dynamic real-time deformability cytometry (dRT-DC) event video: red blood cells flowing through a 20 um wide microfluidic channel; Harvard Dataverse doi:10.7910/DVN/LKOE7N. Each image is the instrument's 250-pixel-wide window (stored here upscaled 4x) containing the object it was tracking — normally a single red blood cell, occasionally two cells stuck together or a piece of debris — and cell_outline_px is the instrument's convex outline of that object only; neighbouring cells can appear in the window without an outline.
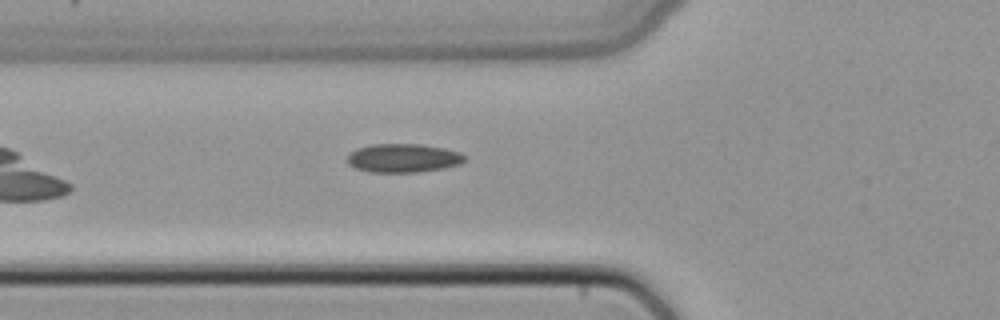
{"species": "common noctule bat (a hibernating species)", "species_latin": "Nyctalus noctula", "temperature_condition": "cold", "stored_images_in_passage": 33, "camera_frame_rate_fps": 3000, "um_per_image_px": 0.085, "animal": {"sex": "female", "body_mass_g": 22.7, "forearm_length_mm": 54.2}, "frame": {"image": 1, "passage_image": 2, "time_ms": 0.333, "image_size_px": [1000, 320], "cell_outline_px": [[464, 160], [460, 164], [444, 168], [416, 172], [372, 172], [356, 168], [348, 164], [348, 156], [356, 148], [372, 144], [420, 144], [444, 148], [460, 152], [464, 156]], "centroid_in_image_um": [34.27, 13.43], "position_along_channel_um": 91.5, "area_um2": 19.48}}
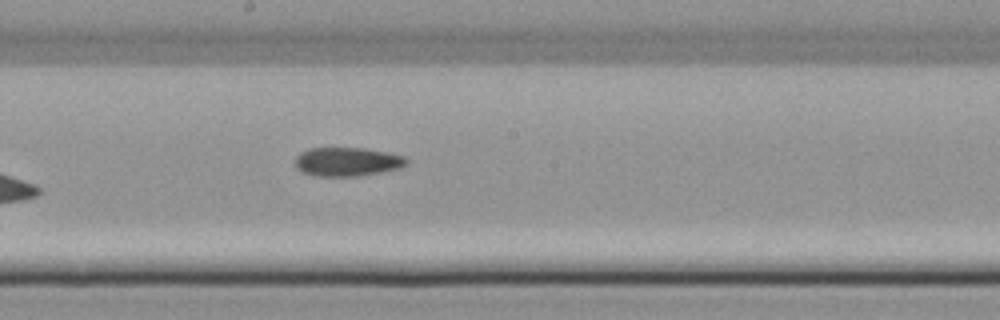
{"frame": {"image": 2, "passage_image": 11, "time_ms": 3.333, "image_size_px": [1000, 320], "cell_outline_px": [[408, 164], [400, 168], [380, 172], [356, 176], [312, 176], [300, 172], [296, 168], [296, 156], [300, 152], [308, 148], [364, 148], [388, 152], [404, 156], [408, 160]], "centroid_in_image_um": [29.49, 13.75], "position_along_channel_um": 218.7, "area_um2": 18.9}}
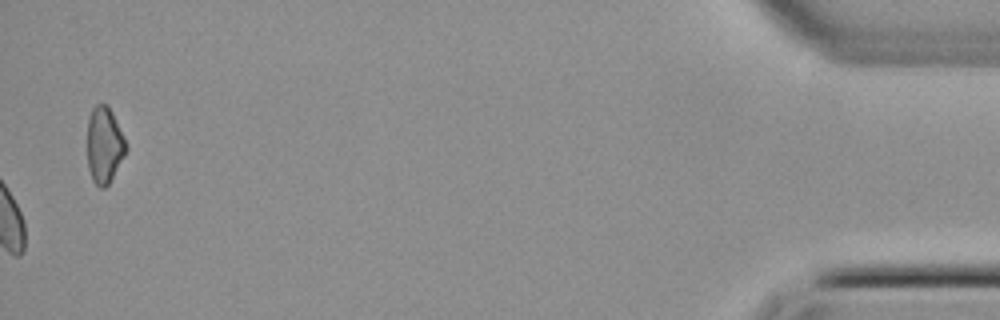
{"frame": {"image": 3, "passage_image": 32, "time_ms": 10.333, "image_size_px": [1000, 320], "cell_outline_px": [[128, 148], [124, 156], [108, 184], [104, 188], [100, 188], [92, 180], [88, 168], [88, 120], [92, 108], [96, 104], [108, 104], [128, 144]], "centroid_in_image_um": [8.88, 12.31], "position_along_channel_um": 426.3, "area_um2": 17.22}}